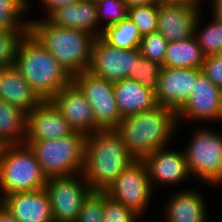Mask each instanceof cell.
Instances as JSON below:
<instances>
[{
    "instance_id": "1",
    "label": "cell",
    "mask_w": 222,
    "mask_h": 222,
    "mask_svg": "<svg viewBox=\"0 0 222 222\" xmlns=\"http://www.w3.org/2000/svg\"><path fill=\"white\" fill-rule=\"evenodd\" d=\"M134 161L116 129H99L86 135L82 174L92 191H106Z\"/></svg>"
},
{
    "instance_id": "2",
    "label": "cell",
    "mask_w": 222,
    "mask_h": 222,
    "mask_svg": "<svg viewBox=\"0 0 222 222\" xmlns=\"http://www.w3.org/2000/svg\"><path fill=\"white\" fill-rule=\"evenodd\" d=\"M178 124L176 112L157 105L151 110L123 118L115 129L129 154L135 160H142L155 150L168 147Z\"/></svg>"
},
{
    "instance_id": "3",
    "label": "cell",
    "mask_w": 222,
    "mask_h": 222,
    "mask_svg": "<svg viewBox=\"0 0 222 222\" xmlns=\"http://www.w3.org/2000/svg\"><path fill=\"white\" fill-rule=\"evenodd\" d=\"M14 66L42 100H50L72 82V77L30 32L18 43Z\"/></svg>"
},
{
    "instance_id": "4",
    "label": "cell",
    "mask_w": 222,
    "mask_h": 222,
    "mask_svg": "<svg viewBox=\"0 0 222 222\" xmlns=\"http://www.w3.org/2000/svg\"><path fill=\"white\" fill-rule=\"evenodd\" d=\"M29 32L73 77L89 69L95 37L82 30L55 26L45 17L31 19Z\"/></svg>"
},
{
    "instance_id": "5",
    "label": "cell",
    "mask_w": 222,
    "mask_h": 222,
    "mask_svg": "<svg viewBox=\"0 0 222 222\" xmlns=\"http://www.w3.org/2000/svg\"><path fill=\"white\" fill-rule=\"evenodd\" d=\"M85 137L84 133L75 131L63 138L24 143L35 154L47 178L71 176L83 171Z\"/></svg>"
},
{
    "instance_id": "6",
    "label": "cell",
    "mask_w": 222,
    "mask_h": 222,
    "mask_svg": "<svg viewBox=\"0 0 222 222\" xmlns=\"http://www.w3.org/2000/svg\"><path fill=\"white\" fill-rule=\"evenodd\" d=\"M47 179L35 154L27 144L8 146L0 162L2 197L11 193L43 189Z\"/></svg>"
},
{
    "instance_id": "7",
    "label": "cell",
    "mask_w": 222,
    "mask_h": 222,
    "mask_svg": "<svg viewBox=\"0 0 222 222\" xmlns=\"http://www.w3.org/2000/svg\"><path fill=\"white\" fill-rule=\"evenodd\" d=\"M212 129L194 130L183 153L192 176L204 184L222 186V133Z\"/></svg>"
},
{
    "instance_id": "8",
    "label": "cell",
    "mask_w": 222,
    "mask_h": 222,
    "mask_svg": "<svg viewBox=\"0 0 222 222\" xmlns=\"http://www.w3.org/2000/svg\"><path fill=\"white\" fill-rule=\"evenodd\" d=\"M72 82L91 105L94 132L99 129H115L122 119L114 96V82L96 76L89 70L74 75Z\"/></svg>"
},
{
    "instance_id": "9",
    "label": "cell",
    "mask_w": 222,
    "mask_h": 222,
    "mask_svg": "<svg viewBox=\"0 0 222 222\" xmlns=\"http://www.w3.org/2000/svg\"><path fill=\"white\" fill-rule=\"evenodd\" d=\"M45 190L54 222H76L84 200L92 192L82 173L49 177Z\"/></svg>"
},
{
    "instance_id": "10",
    "label": "cell",
    "mask_w": 222,
    "mask_h": 222,
    "mask_svg": "<svg viewBox=\"0 0 222 222\" xmlns=\"http://www.w3.org/2000/svg\"><path fill=\"white\" fill-rule=\"evenodd\" d=\"M152 189L144 163L141 160H135L118 175L105 192L140 217H144L151 194L155 191Z\"/></svg>"
},
{
    "instance_id": "11",
    "label": "cell",
    "mask_w": 222,
    "mask_h": 222,
    "mask_svg": "<svg viewBox=\"0 0 222 222\" xmlns=\"http://www.w3.org/2000/svg\"><path fill=\"white\" fill-rule=\"evenodd\" d=\"M140 55L139 48L120 49L106 43L101 37L92 45L89 71L111 82L133 79L134 61Z\"/></svg>"
},
{
    "instance_id": "12",
    "label": "cell",
    "mask_w": 222,
    "mask_h": 222,
    "mask_svg": "<svg viewBox=\"0 0 222 222\" xmlns=\"http://www.w3.org/2000/svg\"><path fill=\"white\" fill-rule=\"evenodd\" d=\"M177 119L201 122H222V99L220 87L203 73L195 81L192 95L185 106L177 113Z\"/></svg>"
},
{
    "instance_id": "13",
    "label": "cell",
    "mask_w": 222,
    "mask_h": 222,
    "mask_svg": "<svg viewBox=\"0 0 222 222\" xmlns=\"http://www.w3.org/2000/svg\"><path fill=\"white\" fill-rule=\"evenodd\" d=\"M201 73V69L195 68H162L155 94L157 104L178 113L188 102Z\"/></svg>"
},
{
    "instance_id": "14",
    "label": "cell",
    "mask_w": 222,
    "mask_h": 222,
    "mask_svg": "<svg viewBox=\"0 0 222 222\" xmlns=\"http://www.w3.org/2000/svg\"><path fill=\"white\" fill-rule=\"evenodd\" d=\"M147 170L152 186L173 185L191 177L183 150H172L170 147L155 150L141 160ZM188 177V178H187ZM159 183V184H158ZM155 184V185H153Z\"/></svg>"
},
{
    "instance_id": "15",
    "label": "cell",
    "mask_w": 222,
    "mask_h": 222,
    "mask_svg": "<svg viewBox=\"0 0 222 222\" xmlns=\"http://www.w3.org/2000/svg\"><path fill=\"white\" fill-rule=\"evenodd\" d=\"M74 132L75 130L50 100H42L27 115L25 141L58 139Z\"/></svg>"
},
{
    "instance_id": "16",
    "label": "cell",
    "mask_w": 222,
    "mask_h": 222,
    "mask_svg": "<svg viewBox=\"0 0 222 222\" xmlns=\"http://www.w3.org/2000/svg\"><path fill=\"white\" fill-rule=\"evenodd\" d=\"M198 7L189 4L167 3L158 0L157 31L168 42L184 40L194 36Z\"/></svg>"
},
{
    "instance_id": "17",
    "label": "cell",
    "mask_w": 222,
    "mask_h": 222,
    "mask_svg": "<svg viewBox=\"0 0 222 222\" xmlns=\"http://www.w3.org/2000/svg\"><path fill=\"white\" fill-rule=\"evenodd\" d=\"M50 101L76 132L94 133V115L91 105L80 89L71 82Z\"/></svg>"
},
{
    "instance_id": "18",
    "label": "cell",
    "mask_w": 222,
    "mask_h": 222,
    "mask_svg": "<svg viewBox=\"0 0 222 222\" xmlns=\"http://www.w3.org/2000/svg\"><path fill=\"white\" fill-rule=\"evenodd\" d=\"M0 203L19 222H54L51 204L45 188L31 192H17L0 197Z\"/></svg>"
},
{
    "instance_id": "19",
    "label": "cell",
    "mask_w": 222,
    "mask_h": 222,
    "mask_svg": "<svg viewBox=\"0 0 222 222\" xmlns=\"http://www.w3.org/2000/svg\"><path fill=\"white\" fill-rule=\"evenodd\" d=\"M47 20L55 26L82 30L95 38L101 37L103 32L98 20L95 1L80 0L61 7L55 10Z\"/></svg>"
},
{
    "instance_id": "20",
    "label": "cell",
    "mask_w": 222,
    "mask_h": 222,
    "mask_svg": "<svg viewBox=\"0 0 222 222\" xmlns=\"http://www.w3.org/2000/svg\"><path fill=\"white\" fill-rule=\"evenodd\" d=\"M0 100L27 113L42 101L14 65L0 68Z\"/></svg>"
},
{
    "instance_id": "21",
    "label": "cell",
    "mask_w": 222,
    "mask_h": 222,
    "mask_svg": "<svg viewBox=\"0 0 222 222\" xmlns=\"http://www.w3.org/2000/svg\"><path fill=\"white\" fill-rule=\"evenodd\" d=\"M114 96L121 119L155 108V93L134 79L114 82Z\"/></svg>"
},
{
    "instance_id": "22",
    "label": "cell",
    "mask_w": 222,
    "mask_h": 222,
    "mask_svg": "<svg viewBox=\"0 0 222 222\" xmlns=\"http://www.w3.org/2000/svg\"><path fill=\"white\" fill-rule=\"evenodd\" d=\"M182 189L175 192L165 208L166 222H207V204L199 191Z\"/></svg>"
},
{
    "instance_id": "23",
    "label": "cell",
    "mask_w": 222,
    "mask_h": 222,
    "mask_svg": "<svg viewBox=\"0 0 222 222\" xmlns=\"http://www.w3.org/2000/svg\"><path fill=\"white\" fill-rule=\"evenodd\" d=\"M205 56L195 36L184 40L168 42L162 68L201 69Z\"/></svg>"
},
{
    "instance_id": "24",
    "label": "cell",
    "mask_w": 222,
    "mask_h": 222,
    "mask_svg": "<svg viewBox=\"0 0 222 222\" xmlns=\"http://www.w3.org/2000/svg\"><path fill=\"white\" fill-rule=\"evenodd\" d=\"M28 113L0 100V138L9 145L23 144L27 132Z\"/></svg>"
},
{
    "instance_id": "25",
    "label": "cell",
    "mask_w": 222,
    "mask_h": 222,
    "mask_svg": "<svg viewBox=\"0 0 222 222\" xmlns=\"http://www.w3.org/2000/svg\"><path fill=\"white\" fill-rule=\"evenodd\" d=\"M101 38L113 47L127 50L139 48L142 36L137 26L127 17L119 23L106 27Z\"/></svg>"
},
{
    "instance_id": "26",
    "label": "cell",
    "mask_w": 222,
    "mask_h": 222,
    "mask_svg": "<svg viewBox=\"0 0 222 222\" xmlns=\"http://www.w3.org/2000/svg\"><path fill=\"white\" fill-rule=\"evenodd\" d=\"M201 11L196 19L194 36L201 48L203 55L210 56L222 53V21L211 18L209 24L201 28ZM202 29V30H201ZM200 30V31H199Z\"/></svg>"
},
{
    "instance_id": "27",
    "label": "cell",
    "mask_w": 222,
    "mask_h": 222,
    "mask_svg": "<svg viewBox=\"0 0 222 222\" xmlns=\"http://www.w3.org/2000/svg\"><path fill=\"white\" fill-rule=\"evenodd\" d=\"M29 4L28 0H0V29L29 30L30 19L23 18Z\"/></svg>"
},
{
    "instance_id": "28",
    "label": "cell",
    "mask_w": 222,
    "mask_h": 222,
    "mask_svg": "<svg viewBox=\"0 0 222 222\" xmlns=\"http://www.w3.org/2000/svg\"><path fill=\"white\" fill-rule=\"evenodd\" d=\"M162 65L152 61L141 54L134 61L133 79L142 86L156 94Z\"/></svg>"
},
{
    "instance_id": "29",
    "label": "cell",
    "mask_w": 222,
    "mask_h": 222,
    "mask_svg": "<svg viewBox=\"0 0 222 222\" xmlns=\"http://www.w3.org/2000/svg\"><path fill=\"white\" fill-rule=\"evenodd\" d=\"M127 17L137 26L142 37L157 31L158 1L128 8Z\"/></svg>"
},
{
    "instance_id": "30",
    "label": "cell",
    "mask_w": 222,
    "mask_h": 222,
    "mask_svg": "<svg viewBox=\"0 0 222 222\" xmlns=\"http://www.w3.org/2000/svg\"><path fill=\"white\" fill-rule=\"evenodd\" d=\"M96 5L98 20L103 30L127 18L128 8L124 0H97Z\"/></svg>"
},
{
    "instance_id": "31",
    "label": "cell",
    "mask_w": 222,
    "mask_h": 222,
    "mask_svg": "<svg viewBox=\"0 0 222 222\" xmlns=\"http://www.w3.org/2000/svg\"><path fill=\"white\" fill-rule=\"evenodd\" d=\"M29 30L0 29V68L14 65L18 43Z\"/></svg>"
},
{
    "instance_id": "32",
    "label": "cell",
    "mask_w": 222,
    "mask_h": 222,
    "mask_svg": "<svg viewBox=\"0 0 222 222\" xmlns=\"http://www.w3.org/2000/svg\"><path fill=\"white\" fill-rule=\"evenodd\" d=\"M167 45L168 40L159 31H155L141 38L139 52L143 57L162 64Z\"/></svg>"
},
{
    "instance_id": "33",
    "label": "cell",
    "mask_w": 222,
    "mask_h": 222,
    "mask_svg": "<svg viewBox=\"0 0 222 222\" xmlns=\"http://www.w3.org/2000/svg\"><path fill=\"white\" fill-rule=\"evenodd\" d=\"M105 191H92L84 200L76 222H103Z\"/></svg>"
},
{
    "instance_id": "34",
    "label": "cell",
    "mask_w": 222,
    "mask_h": 222,
    "mask_svg": "<svg viewBox=\"0 0 222 222\" xmlns=\"http://www.w3.org/2000/svg\"><path fill=\"white\" fill-rule=\"evenodd\" d=\"M140 218L134 211L112 199L105 192L103 222H136Z\"/></svg>"
},
{
    "instance_id": "35",
    "label": "cell",
    "mask_w": 222,
    "mask_h": 222,
    "mask_svg": "<svg viewBox=\"0 0 222 222\" xmlns=\"http://www.w3.org/2000/svg\"><path fill=\"white\" fill-rule=\"evenodd\" d=\"M201 72L215 85L222 86V53L206 56Z\"/></svg>"
},
{
    "instance_id": "36",
    "label": "cell",
    "mask_w": 222,
    "mask_h": 222,
    "mask_svg": "<svg viewBox=\"0 0 222 222\" xmlns=\"http://www.w3.org/2000/svg\"><path fill=\"white\" fill-rule=\"evenodd\" d=\"M41 4H43V7H45V11H47V16L48 18L55 10L74 4L76 2H79L80 0H39Z\"/></svg>"
},
{
    "instance_id": "37",
    "label": "cell",
    "mask_w": 222,
    "mask_h": 222,
    "mask_svg": "<svg viewBox=\"0 0 222 222\" xmlns=\"http://www.w3.org/2000/svg\"><path fill=\"white\" fill-rule=\"evenodd\" d=\"M211 3L212 17L222 21V0H208Z\"/></svg>"
},
{
    "instance_id": "38",
    "label": "cell",
    "mask_w": 222,
    "mask_h": 222,
    "mask_svg": "<svg viewBox=\"0 0 222 222\" xmlns=\"http://www.w3.org/2000/svg\"><path fill=\"white\" fill-rule=\"evenodd\" d=\"M0 222H19L10 212L0 203Z\"/></svg>"
},
{
    "instance_id": "39",
    "label": "cell",
    "mask_w": 222,
    "mask_h": 222,
    "mask_svg": "<svg viewBox=\"0 0 222 222\" xmlns=\"http://www.w3.org/2000/svg\"><path fill=\"white\" fill-rule=\"evenodd\" d=\"M167 3H180V4H189V5H193L195 7H200V5H202V1H206V0H161ZM201 2V3H200Z\"/></svg>"
},
{
    "instance_id": "40",
    "label": "cell",
    "mask_w": 222,
    "mask_h": 222,
    "mask_svg": "<svg viewBox=\"0 0 222 222\" xmlns=\"http://www.w3.org/2000/svg\"><path fill=\"white\" fill-rule=\"evenodd\" d=\"M158 0H124L126 3L127 8L133 7V6H141V5H147L150 3H154Z\"/></svg>"
},
{
    "instance_id": "41",
    "label": "cell",
    "mask_w": 222,
    "mask_h": 222,
    "mask_svg": "<svg viewBox=\"0 0 222 222\" xmlns=\"http://www.w3.org/2000/svg\"><path fill=\"white\" fill-rule=\"evenodd\" d=\"M8 146L9 144L5 140L0 138V162L4 158V154Z\"/></svg>"
},
{
    "instance_id": "42",
    "label": "cell",
    "mask_w": 222,
    "mask_h": 222,
    "mask_svg": "<svg viewBox=\"0 0 222 222\" xmlns=\"http://www.w3.org/2000/svg\"><path fill=\"white\" fill-rule=\"evenodd\" d=\"M220 90H221V99H222V86L220 87Z\"/></svg>"
}]
</instances>
